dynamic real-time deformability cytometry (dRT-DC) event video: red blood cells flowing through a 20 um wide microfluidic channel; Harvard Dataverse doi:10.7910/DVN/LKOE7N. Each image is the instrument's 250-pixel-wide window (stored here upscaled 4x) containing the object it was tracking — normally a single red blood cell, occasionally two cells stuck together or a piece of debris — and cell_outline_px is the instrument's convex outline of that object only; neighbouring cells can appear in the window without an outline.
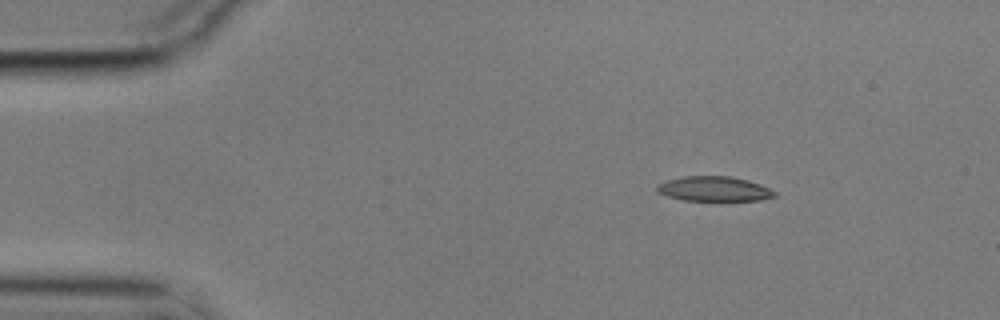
{"species": "common noctule bat (a hibernating species)", "species_latin": "Nyctalus noctula", "temperature_condition": "cold", "stored_images_in_passage": 6, "camera_frame_rate_fps": 3000, "um_per_image_px": 0.085, "animal": {"sex": "male", "body_mass_g": 17.9}, "frame": {"image": 1, "passage_image": 1, "time_ms": 0.0, "image_size_px": [1000, 320], "cell_outline_px": [[776, 196], [760, 200], [720, 204], [684, 200], [668, 196], [656, 192], [656, 184], [668, 180], [684, 176], [728, 176], [748, 180], [760, 184], [776, 192]], "centroid_in_image_um": [60.71, 16.11], "position_along_channel_um": 24.3, "area_um2": 17.98}}
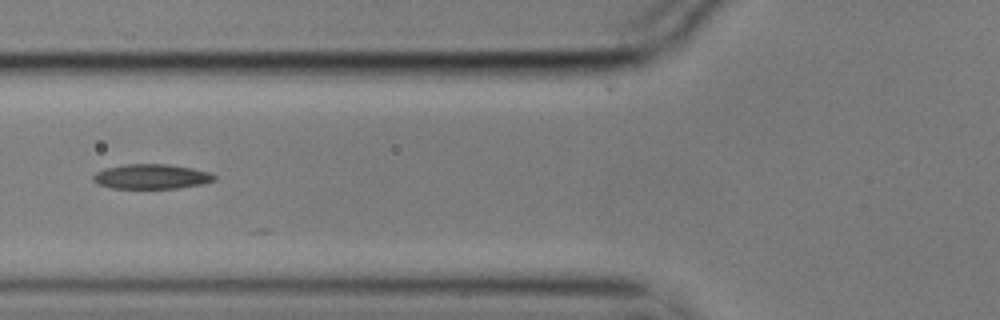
{"frame": {"image": 2, "passage_image": 4, "time_ms": 1.0, "image_size_px": [1000, 320], "cell_outline_px": [[216, 180], [204, 184], [176, 188], [112, 188], [100, 184], [92, 180], [92, 176], [96, 172], [104, 168], [124, 164], [168, 164], [192, 168], [208, 172], [216, 176]], "centroid_in_image_um": [12.87, 15.0], "position_along_channel_um": 112.9, "area_um2": 17.51}}
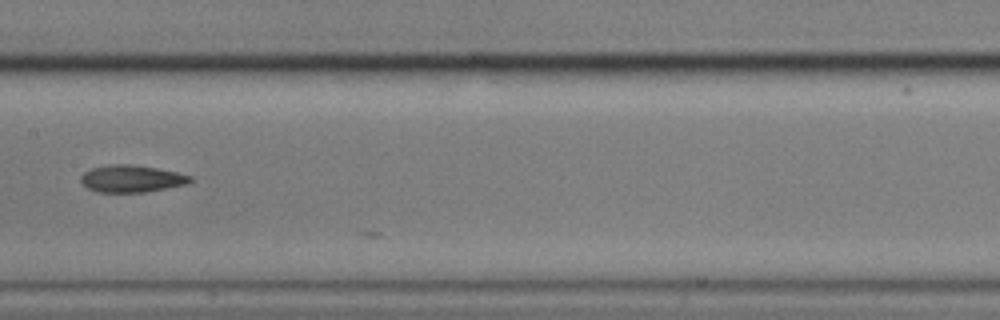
{"frame": {"image": 3, "passage_image": 6, "time_ms": 1.667, "image_size_px": [1000, 320], "cell_outline_px": [[192, 180], [188, 184], [144, 192], [96, 192], [88, 188], [80, 180], [80, 176], [84, 172], [92, 168], [108, 164], [128, 164], [156, 168], [176, 172], [192, 176]], "centroid_in_image_um": [11.17, 15.19], "position_along_channel_um": 196.2, "area_um2": 17.22}}